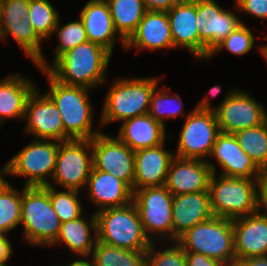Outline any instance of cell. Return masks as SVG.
I'll return each instance as SVG.
<instances>
[{
    "instance_id": "cell-1",
    "label": "cell",
    "mask_w": 267,
    "mask_h": 266,
    "mask_svg": "<svg viewBox=\"0 0 267 266\" xmlns=\"http://www.w3.org/2000/svg\"><path fill=\"white\" fill-rule=\"evenodd\" d=\"M111 56L103 46L86 41L62 54L47 71L63 84L95 90L106 82Z\"/></svg>"
},
{
    "instance_id": "cell-2",
    "label": "cell",
    "mask_w": 267,
    "mask_h": 266,
    "mask_svg": "<svg viewBox=\"0 0 267 266\" xmlns=\"http://www.w3.org/2000/svg\"><path fill=\"white\" fill-rule=\"evenodd\" d=\"M49 84L45 94L54 102L64 125V141L92 139L100 130L93 129L94 109L88 88L70 86L56 80L47 70H41ZM93 129V130H92Z\"/></svg>"
},
{
    "instance_id": "cell-3",
    "label": "cell",
    "mask_w": 267,
    "mask_h": 266,
    "mask_svg": "<svg viewBox=\"0 0 267 266\" xmlns=\"http://www.w3.org/2000/svg\"><path fill=\"white\" fill-rule=\"evenodd\" d=\"M161 79L152 76L113 80L104 98L99 127L148 114L152 92Z\"/></svg>"
},
{
    "instance_id": "cell-4",
    "label": "cell",
    "mask_w": 267,
    "mask_h": 266,
    "mask_svg": "<svg viewBox=\"0 0 267 266\" xmlns=\"http://www.w3.org/2000/svg\"><path fill=\"white\" fill-rule=\"evenodd\" d=\"M208 191L214 217L234 220L260 209L259 179L231 178L212 173Z\"/></svg>"
},
{
    "instance_id": "cell-5",
    "label": "cell",
    "mask_w": 267,
    "mask_h": 266,
    "mask_svg": "<svg viewBox=\"0 0 267 266\" xmlns=\"http://www.w3.org/2000/svg\"><path fill=\"white\" fill-rule=\"evenodd\" d=\"M23 238L31 246L51 247L61 222L53 209L48 191L43 186L22 189L21 221Z\"/></svg>"
},
{
    "instance_id": "cell-6",
    "label": "cell",
    "mask_w": 267,
    "mask_h": 266,
    "mask_svg": "<svg viewBox=\"0 0 267 266\" xmlns=\"http://www.w3.org/2000/svg\"><path fill=\"white\" fill-rule=\"evenodd\" d=\"M95 215L97 241L132 251H146L151 246L133 202L98 211Z\"/></svg>"
},
{
    "instance_id": "cell-7",
    "label": "cell",
    "mask_w": 267,
    "mask_h": 266,
    "mask_svg": "<svg viewBox=\"0 0 267 266\" xmlns=\"http://www.w3.org/2000/svg\"><path fill=\"white\" fill-rule=\"evenodd\" d=\"M177 243L185 252L200 253L227 266L236 265L233 220L213 216L196 224Z\"/></svg>"
},
{
    "instance_id": "cell-8",
    "label": "cell",
    "mask_w": 267,
    "mask_h": 266,
    "mask_svg": "<svg viewBox=\"0 0 267 266\" xmlns=\"http://www.w3.org/2000/svg\"><path fill=\"white\" fill-rule=\"evenodd\" d=\"M209 98L206 95L194 108L215 112L220 132L233 134L238 130L253 128L267 121L265 105L258 102L246 90L230 89L214 109Z\"/></svg>"
},
{
    "instance_id": "cell-9",
    "label": "cell",
    "mask_w": 267,
    "mask_h": 266,
    "mask_svg": "<svg viewBox=\"0 0 267 266\" xmlns=\"http://www.w3.org/2000/svg\"><path fill=\"white\" fill-rule=\"evenodd\" d=\"M172 200L173 195L165 185L144 187L134 192L133 203L151 242L167 238L173 241Z\"/></svg>"
},
{
    "instance_id": "cell-10",
    "label": "cell",
    "mask_w": 267,
    "mask_h": 266,
    "mask_svg": "<svg viewBox=\"0 0 267 266\" xmlns=\"http://www.w3.org/2000/svg\"><path fill=\"white\" fill-rule=\"evenodd\" d=\"M59 144L60 141L33 139L8 160L9 175L25 177L26 187L49 185L55 170Z\"/></svg>"
},
{
    "instance_id": "cell-11",
    "label": "cell",
    "mask_w": 267,
    "mask_h": 266,
    "mask_svg": "<svg viewBox=\"0 0 267 266\" xmlns=\"http://www.w3.org/2000/svg\"><path fill=\"white\" fill-rule=\"evenodd\" d=\"M93 167L91 139H70L59 144L55 170L49 186L81 191Z\"/></svg>"
},
{
    "instance_id": "cell-12",
    "label": "cell",
    "mask_w": 267,
    "mask_h": 266,
    "mask_svg": "<svg viewBox=\"0 0 267 266\" xmlns=\"http://www.w3.org/2000/svg\"><path fill=\"white\" fill-rule=\"evenodd\" d=\"M185 119L179 131L175 157L207 161L220 133L215 112L193 108Z\"/></svg>"
},
{
    "instance_id": "cell-13",
    "label": "cell",
    "mask_w": 267,
    "mask_h": 266,
    "mask_svg": "<svg viewBox=\"0 0 267 266\" xmlns=\"http://www.w3.org/2000/svg\"><path fill=\"white\" fill-rule=\"evenodd\" d=\"M196 14L199 59L207 61L214 48L243 22L235 12L220 7L215 0H196Z\"/></svg>"
},
{
    "instance_id": "cell-14",
    "label": "cell",
    "mask_w": 267,
    "mask_h": 266,
    "mask_svg": "<svg viewBox=\"0 0 267 266\" xmlns=\"http://www.w3.org/2000/svg\"><path fill=\"white\" fill-rule=\"evenodd\" d=\"M91 143L93 168L107 172L133 188L135 151L118 137L103 132L94 136Z\"/></svg>"
},
{
    "instance_id": "cell-15",
    "label": "cell",
    "mask_w": 267,
    "mask_h": 266,
    "mask_svg": "<svg viewBox=\"0 0 267 266\" xmlns=\"http://www.w3.org/2000/svg\"><path fill=\"white\" fill-rule=\"evenodd\" d=\"M25 132L37 140L64 141V125L54 102L36 88L26 104Z\"/></svg>"
},
{
    "instance_id": "cell-16",
    "label": "cell",
    "mask_w": 267,
    "mask_h": 266,
    "mask_svg": "<svg viewBox=\"0 0 267 266\" xmlns=\"http://www.w3.org/2000/svg\"><path fill=\"white\" fill-rule=\"evenodd\" d=\"M211 160L182 159L171 160L166 180V188L172 195L208 191L212 173L217 172Z\"/></svg>"
},
{
    "instance_id": "cell-17",
    "label": "cell",
    "mask_w": 267,
    "mask_h": 266,
    "mask_svg": "<svg viewBox=\"0 0 267 266\" xmlns=\"http://www.w3.org/2000/svg\"><path fill=\"white\" fill-rule=\"evenodd\" d=\"M233 230L236 262L267 257V211L259 209L256 213L234 219Z\"/></svg>"
},
{
    "instance_id": "cell-18",
    "label": "cell",
    "mask_w": 267,
    "mask_h": 266,
    "mask_svg": "<svg viewBox=\"0 0 267 266\" xmlns=\"http://www.w3.org/2000/svg\"><path fill=\"white\" fill-rule=\"evenodd\" d=\"M221 166L219 175L231 178L259 179L261 170L240 147L234 134L220 132L211 154Z\"/></svg>"
},
{
    "instance_id": "cell-19",
    "label": "cell",
    "mask_w": 267,
    "mask_h": 266,
    "mask_svg": "<svg viewBox=\"0 0 267 266\" xmlns=\"http://www.w3.org/2000/svg\"><path fill=\"white\" fill-rule=\"evenodd\" d=\"M164 145L162 143L135 151L133 193L144 187L166 184L169 165L175 155L173 151L166 150Z\"/></svg>"
},
{
    "instance_id": "cell-20",
    "label": "cell",
    "mask_w": 267,
    "mask_h": 266,
    "mask_svg": "<svg viewBox=\"0 0 267 266\" xmlns=\"http://www.w3.org/2000/svg\"><path fill=\"white\" fill-rule=\"evenodd\" d=\"M160 50L174 48L167 11L148 10L137 29L125 42V50Z\"/></svg>"
},
{
    "instance_id": "cell-21",
    "label": "cell",
    "mask_w": 267,
    "mask_h": 266,
    "mask_svg": "<svg viewBox=\"0 0 267 266\" xmlns=\"http://www.w3.org/2000/svg\"><path fill=\"white\" fill-rule=\"evenodd\" d=\"M212 217L209 191L173 195V242H177L196 224L205 222Z\"/></svg>"
},
{
    "instance_id": "cell-22",
    "label": "cell",
    "mask_w": 267,
    "mask_h": 266,
    "mask_svg": "<svg viewBox=\"0 0 267 266\" xmlns=\"http://www.w3.org/2000/svg\"><path fill=\"white\" fill-rule=\"evenodd\" d=\"M85 188L88 191V200L98 206L94 213L133 202L134 193L126 182L93 167Z\"/></svg>"
},
{
    "instance_id": "cell-23",
    "label": "cell",
    "mask_w": 267,
    "mask_h": 266,
    "mask_svg": "<svg viewBox=\"0 0 267 266\" xmlns=\"http://www.w3.org/2000/svg\"><path fill=\"white\" fill-rule=\"evenodd\" d=\"M78 18L84 24L88 41L103 46L111 54L118 39L125 48V41L115 30L108 3L105 0H88L79 12Z\"/></svg>"
},
{
    "instance_id": "cell-24",
    "label": "cell",
    "mask_w": 267,
    "mask_h": 266,
    "mask_svg": "<svg viewBox=\"0 0 267 266\" xmlns=\"http://www.w3.org/2000/svg\"><path fill=\"white\" fill-rule=\"evenodd\" d=\"M175 48H186L199 59L196 0H181L167 11Z\"/></svg>"
},
{
    "instance_id": "cell-25",
    "label": "cell",
    "mask_w": 267,
    "mask_h": 266,
    "mask_svg": "<svg viewBox=\"0 0 267 266\" xmlns=\"http://www.w3.org/2000/svg\"><path fill=\"white\" fill-rule=\"evenodd\" d=\"M166 134V126L149 114H144L123 121L117 137L131 150L136 151L166 143Z\"/></svg>"
},
{
    "instance_id": "cell-26",
    "label": "cell",
    "mask_w": 267,
    "mask_h": 266,
    "mask_svg": "<svg viewBox=\"0 0 267 266\" xmlns=\"http://www.w3.org/2000/svg\"><path fill=\"white\" fill-rule=\"evenodd\" d=\"M37 85L22 74H8L0 79V125L6 119L24 120L26 104Z\"/></svg>"
},
{
    "instance_id": "cell-27",
    "label": "cell",
    "mask_w": 267,
    "mask_h": 266,
    "mask_svg": "<svg viewBox=\"0 0 267 266\" xmlns=\"http://www.w3.org/2000/svg\"><path fill=\"white\" fill-rule=\"evenodd\" d=\"M89 218L87 222L82 215L61 223L59 234L51 246L63 244L77 256L91 257L97 241V220L94 212Z\"/></svg>"
},
{
    "instance_id": "cell-28",
    "label": "cell",
    "mask_w": 267,
    "mask_h": 266,
    "mask_svg": "<svg viewBox=\"0 0 267 266\" xmlns=\"http://www.w3.org/2000/svg\"><path fill=\"white\" fill-rule=\"evenodd\" d=\"M30 17L26 14L22 18V22L17 25H0V40H4L9 36L15 40L19 48H21L27 57L36 65L37 69L46 70V58L41 50L42 41H44L34 30L33 25L29 21Z\"/></svg>"
},
{
    "instance_id": "cell-29",
    "label": "cell",
    "mask_w": 267,
    "mask_h": 266,
    "mask_svg": "<svg viewBox=\"0 0 267 266\" xmlns=\"http://www.w3.org/2000/svg\"><path fill=\"white\" fill-rule=\"evenodd\" d=\"M116 32L126 42L148 11L143 0H105Z\"/></svg>"
},
{
    "instance_id": "cell-30",
    "label": "cell",
    "mask_w": 267,
    "mask_h": 266,
    "mask_svg": "<svg viewBox=\"0 0 267 266\" xmlns=\"http://www.w3.org/2000/svg\"><path fill=\"white\" fill-rule=\"evenodd\" d=\"M91 257L94 266H146V251H132L99 241Z\"/></svg>"
},
{
    "instance_id": "cell-31",
    "label": "cell",
    "mask_w": 267,
    "mask_h": 266,
    "mask_svg": "<svg viewBox=\"0 0 267 266\" xmlns=\"http://www.w3.org/2000/svg\"><path fill=\"white\" fill-rule=\"evenodd\" d=\"M233 134L255 165L260 170L267 168V121L253 128L238 130Z\"/></svg>"
},
{
    "instance_id": "cell-32",
    "label": "cell",
    "mask_w": 267,
    "mask_h": 266,
    "mask_svg": "<svg viewBox=\"0 0 267 266\" xmlns=\"http://www.w3.org/2000/svg\"><path fill=\"white\" fill-rule=\"evenodd\" d=\"M170 88H161L157 85L151 95L150 107L148 114L156 121L165 126V121L170 118H176L181 115L183 118L187 117L191 111L185 115L183 112V102L179 94L174 93L170 95L168 92Z\"/></svg>"
},
{
    "instance_id": "cell-33",
    "label": "cell",
    "mask_w": 267,
    "mask_h": 266,
    "mask_svg": "<svg viewBox=\"0 0 267 266\" xmlns=\"http://www.w3.org/2000/svg\"><path fill=\"white\" fill-rule=\"evenodd\" d=\"M28 9L29 21L36 33L44 42L51 40L60 19L56 7L49 0H29Z\"/></svg>"
},
{
    "instance_id": "cell-34",
    "label": "cell",
    "mask_w": 267,
    "mask_h": 266,
    "mask_svg": "<svg viewBox=\"0 0 267 266\" xmlns=\"http://www.w3.org/2000/svg\"><path fill=\"white\" fill-rule=\"evenodd\" d=\"M22 190L9 182L0 189V232L8 234L21 221Z\"/></svg>"
},
{
    "instance_id": "cell-35",
    "label": "cell",
    "mask_w": 267,
    "mask_h": 266,
    "mask_svg": "<svg viewBox=\"0 0 267 266\" xmlns=\"http://www.w3.org/2000/svg\"><path fill=\"white\" fill-rule=\"evenodd\" d=\"M49 193L50 202L60 222H67L81 217L83 214L82 204L77 190L63 189L58 191L49 185L43 186Z\"/></svg>"
},
{
    "instance_id": "cell-36",
    "label": "cell",
    "mask_w": 267,
    "mask_h": 266,
    "mask_svg": "<svg viewBox=\"0 0 267 266\" xmlns=\"http://www.w3.org/2000/svg\"><path fill=\"white\" fill-rule=\"evenodd\" d=\"M60 19L54 30L58 40V45L56 46L54 60L51 64H46V70L64 53L75 48L77 45L88 41L86 30L82 20L79 18L77 20L69 21L65 25L60 27Z\"/></svg>"
},
{
    "instance_id": "cell-37",
    "label": "cell",
    "mask_w": 267,
    "mask_h": 266,
    "mask_svg": "<svg viewBox=\"0 0 267 266\" xmlns=\"http://www.w3.org/2000/svg\"><path fill=\"white\" fill-rule=\"evenodd\" d=\"M254 42L253 32L243 23L214 48L208 59L210 60L215 54L225 49L234 55H245L253 49Z\"/></svg>"
},
{
    "instance_id": "cell-38",
    "label": "cell",
    "mask_w": 267,
    "mask_h": 266,
    "mask_svg": "<svg viewBox=\"0 0 267 266\" xmlns=\"http://www.w3.org/2000/svg\"><path fill=\"white\" fill-rule=\"evenodd\" d=\"M166 249L156 250L155 242L146 250V266H187L186 252L177 243Z\"/></svg>"
},
{
    "instance_id": "cell-39",
    "label": "cell",
    "mask_w": 267,
    "mask_h": 266,
    "mask_svg": "<svg viewBox=\"0 0 267 266\" xmlns=\"http://www.w3.org/2000/svg\"><path fill=\"white\" fill-rule=\"evenodd\" d=\"M29 0H0V25H17L29 12Z\"/></svg>"
},
{
    "instance_id": "cell-40",
    "label": "cell",
    "mask_w": 267,
    "mask_h": 266,
    "mask_svg": "<svg viewBox=\"0 0 267 266\" xmlns=\"http://www.w3.org/2000/svg\"><path fill=\"white\" fill-rule=\"evenodd\" d=\"M235 10L254 18L267 20V0H235Z\"/></svg>"
},
{
    "instance_id": "cell-41",
    "label": "cell",
    "mask_w": 267,
    "mask_h": 266,
    "mask_svg": "<svg viewBox=\"0 0 267 266\" xmlns=\"http://www.w3.org/2000/svg\"><path fill=\"white\" fill-rule=\"evenodd\" d=\"M186 259L187 266H227L220 261L195 252H186Z\"/></svg>"
},
{
    "instance_id": "cell-42",
    "label": "cell",
    "mask_w": 267,
    "mask_h": 266,
    "mask_svg": "<svg viewBox=\"0 0 267 266\" xmlns=\"http://www.w3.org/2000/svg\"><path fill=\"white\" fill-rule=\"evenodd\" d=\"M7 235L4 233L0 235V266H8L6 263L13 253L12 244Z\"/></svg>"
},
{
    "instance_id": "cell-43",
    "label": "cell",
    "mask_w": 267,
    "mask_h": 266,
    "mask_svg": "<svg viewBox=\"0 0 267 266\" xmlns=\"http://www.w3.org/2000/svg\"><path fill=\"white\" fill-rule=\"evenodd\" d=\"M147 10L168 11L181 0H143Z\"/></svg>"
},
{
    "instance_id": "cell-44",
    "label": "cell",
    "mask_w": 267,
    "mask_h": 266,
    "mask_svg": "<svg viewBox=\"0 0 267 266\" xmlns=\"http://www.w3.org/2000/svg\"><path fill=\"white\" fill-rule=\"evenodd\" d=\"M260 209L267 211V168L261 170L259 178ZM264 208V209H263Z\"/></svg>"
},
{
    "instance_id": "cell-45",
    "label": "cell",
    "mask_w": 267,
    "mask_h": 266,
    "mask_svg": "<svg viewBox=\"0 0 267 266\" xmlns=\"http://www.w3.org/2000/svg\"><path fill=\"white\" fill-rule=\"evenodd\" d=\"M235 266H267V257H256L238 260Z\"/></svg>"
},
{
    "instance_id": "cell-46",
    "label": "cell",
    "mask_w": 267,
    "mask_h": 266,
    "mask_svg": "<svg viewBox=\"0 0 267 266\" xmlns=\"http://www.w3.org/2000/svg\"><path fill=\"white\" fill-rule=\"evenodd\" d=\"M90 259V260H89ZM67 266H94L93 260L90 257H81L80 259L73 260L71 263H68Z\"/></svg>"
},
{
    "instance_id": "cell-47",
    "label": "cell",
    "mask_w": 267,
    "mask_h": 266,
    "mask_svg": "<svg viewBox=\"0 0 267 266\" xmlns=\"http://www.w3.org/2000/svg\"><path fill=\"white\" fill-rule=\"evenodd\" d=\"M5 175L9 176V172H8V162H6V164L4 165V167L1 169L0 171V189L7 184L9 181L5 180Z\"/></svg>"
},
{
    "instance_id": "cell-48",
    "label": "cell",
    "mask_w": 267,
    "mask_h": 266,
    "mask_svg": "<svg viewBox=\"0 0 267 266\" xmlns=\"http://www.w3.org/2000/svg\"><path fill=\"white\" fill-rule=\"evenodd\" d=\"M221 92H222V87L219 85H214L213 87H211L208 94L210 95V97L212 99V98L218 96L219 94H221Z\"/></svg>"
},
{
    "instance_id": "cell-49",
    "label": "cell",
    "mask_w": 267,
    "mask_h": 266,
    "mask_svg": "<svg viewBox=\"0 0 267 266\" xmlns=\"http://www.w3.org/2000/svg\"><path fill=\"white\" fill-rule=\"evenodd\" d=\"M259 52L261 53L262 57L267 62V44L259 46Z\"/></svg>"
}]
</instances>
